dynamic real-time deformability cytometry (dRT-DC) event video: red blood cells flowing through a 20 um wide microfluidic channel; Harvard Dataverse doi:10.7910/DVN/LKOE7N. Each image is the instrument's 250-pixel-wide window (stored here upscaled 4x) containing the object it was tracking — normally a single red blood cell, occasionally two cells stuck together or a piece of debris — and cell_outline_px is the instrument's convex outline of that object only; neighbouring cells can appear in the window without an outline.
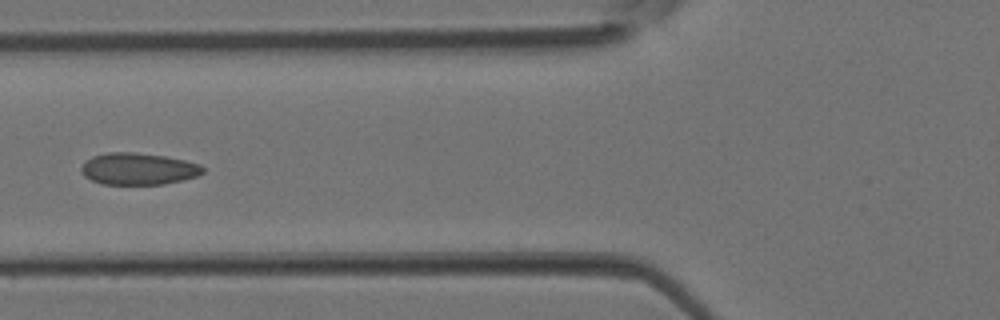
{"species": "Egyptian fruit bat (a non-hibernating species)", "species_latin": "Rousettus aegyptiacus", "temperature_condition": "room temperature", "stored_images_in_passage": 5, "camera_frame_rate_fps": 3000, "um_per_image_px": 0.085, "animal": {"sex": "female"}, "frame": {"image": 1, "passage_image": 5, "time_ms": 1.333, "image_size_px": [1000, 320], "cell_outline_px": [[204, 172], [196, 176], [164, 184], [104, 184], [92, 180], [84, 176], [80, 172], [80, 168], [84, 160], [92, 156], [108, 152], [136, 152], [164, 156], [184, 160], [200, 164], [204, 168]], "centroid_in_image_um": [11.71, 14.34], "position_along_channel_um": 114.1, "area_um2": 22.6}}